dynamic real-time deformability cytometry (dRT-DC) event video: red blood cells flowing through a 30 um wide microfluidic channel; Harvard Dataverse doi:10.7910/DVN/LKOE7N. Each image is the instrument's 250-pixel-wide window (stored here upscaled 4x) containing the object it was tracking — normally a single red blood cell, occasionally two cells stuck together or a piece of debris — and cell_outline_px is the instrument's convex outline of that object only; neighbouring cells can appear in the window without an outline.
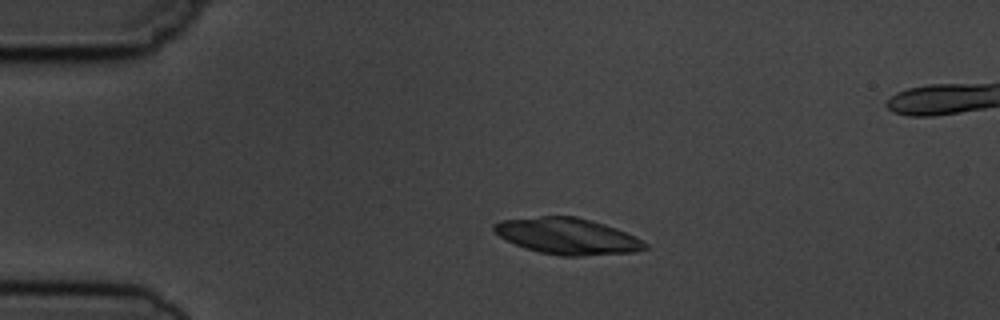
{"species": "common noctule bat (a hibernating species)", "species_latin": "Nyctalus noctula", "temperature_condition": "cold", "stored_images_in_passage": 5, "camera_frame_rate_fps": 3000, "um_per_image_px": 0.085, "animal": {"sex": "male", "body_mass_g": 19.5, "forearm_length_mm": 54.6}, "frame": {"image": 1, "passage_image": 3, "time_ms": 3.333, "image_size_px": [1000, 320], "cell_outline_px": [[648, 248], [636, 252], [580, 256], [560, 256], [540, 252], [524, 248], [500, 236], [492, 228], [492, 224], [500, 220], [540, 216], [576, 216], [604, 224], [616, 228], [648, 244]], "centroid_in_image_um": [48.22, 20.07], "position_along_channel_um": 36.8, "area_um2": 31.73}}